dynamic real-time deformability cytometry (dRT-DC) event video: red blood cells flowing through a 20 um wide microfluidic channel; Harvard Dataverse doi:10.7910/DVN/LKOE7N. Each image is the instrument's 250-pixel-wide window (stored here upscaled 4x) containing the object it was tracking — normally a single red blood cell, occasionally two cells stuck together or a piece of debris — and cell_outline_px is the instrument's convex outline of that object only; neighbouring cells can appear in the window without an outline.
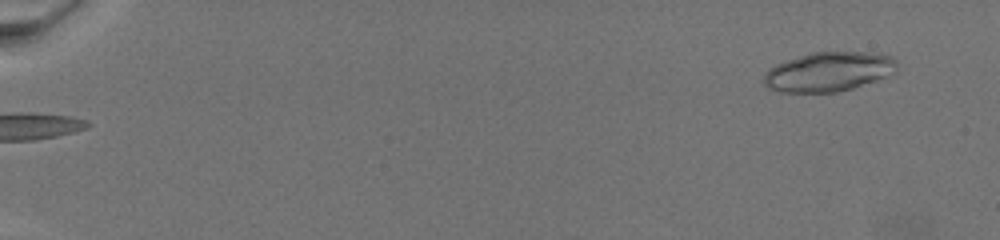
{"species": "common noctule bat (a hibernating species)", "species_latin": "Nyctalus noctula", "temperature_condition": "warm", "stored_images_in_passage": 34, "camera_frame_rate_fps": 3000, "um_per_image_px": 0.085, "animal": {"sex": "female", "body_mass_g": 19.5, "forearm_length_mm": 54.1}, "frame": {"image": 1, "passage_image": 1, "time_ms": 0.0, "image_size_px": [1000, 240], "cell_outline_px": [[896, 72], [876, 80], [852, 88], [836, 92], [780, 92], [768, 88], [764, 84], [764, 72], [776, 64], [812, 52], [872, 52], [892, 56], [896, 60]], "centroid_in_image_um": [70.43, 6.09], "position_along_channel_um": 14.6, "area_um2": 30.46}}
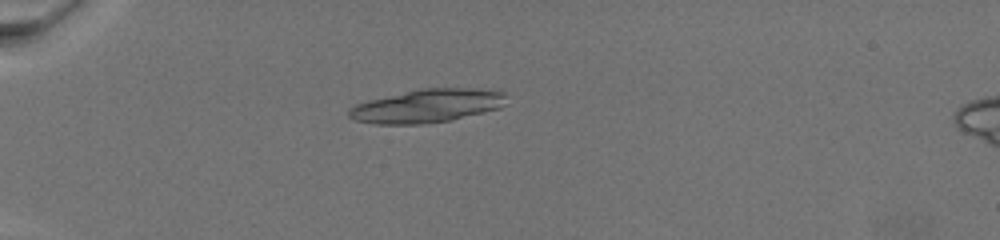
{"frame": {"image": 2, "passage_image": 19, "time_ms": 6.0, "image_size_px": [1000, 240], "cell_outline_px": [[504, 104], [500, 108], [452, 120], [420, 124], [376, 124], [356, 120], [348, 116], [348, 112], [356, 104], [368, 100], [420, 88], [472, 88], [504, 92]], "centroid_in_image_um": [36.3, 9.0], "position_along_channel_um": 48.7, "area_um2": 30.4}}